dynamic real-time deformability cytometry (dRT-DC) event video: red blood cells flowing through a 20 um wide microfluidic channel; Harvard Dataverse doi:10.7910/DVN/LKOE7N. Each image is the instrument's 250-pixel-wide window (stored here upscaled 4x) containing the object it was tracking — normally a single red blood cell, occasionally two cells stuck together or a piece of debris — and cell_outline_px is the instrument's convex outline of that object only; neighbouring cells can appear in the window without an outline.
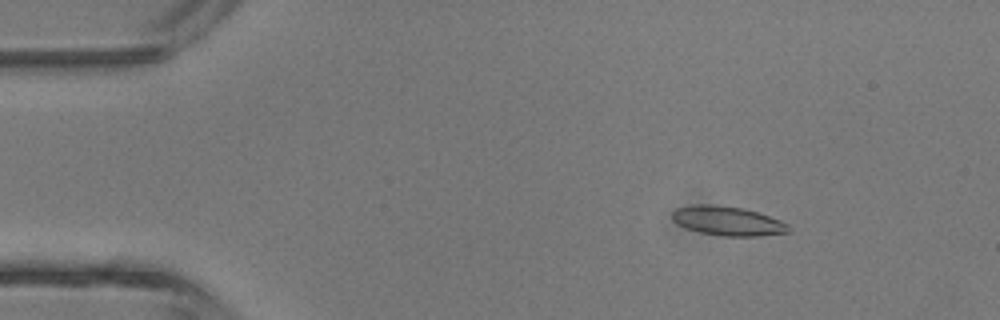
{"species": "common noctule bat (a hibernating species)", "species_latin": "Nyctalus noctula", "temperature_condition": "room temperature", "stored_images_in_passage": 4, "camera_frame_rate_fps": 3000, "um_per_image_px": 0.085, "animal": {"sex": "male", "body_mass_g": 13.3}, "frame": {"image": 1, "passage_image": 3, "time_ms": 2.0, "image_size_px": [1000, 320], "cell_outline_px": [[788, 232], [760, 236], [720, 236], [700, 232], [688, 228], [672, 220], [672, 212], [676, 208], [696, 204], [708, 204], [744, 208], [780, 220], [788, 224]], "centroid_in_image_um": [61.83, 18.78], "position_along_channel_um": 23.2, "area_um2": 19.59}}